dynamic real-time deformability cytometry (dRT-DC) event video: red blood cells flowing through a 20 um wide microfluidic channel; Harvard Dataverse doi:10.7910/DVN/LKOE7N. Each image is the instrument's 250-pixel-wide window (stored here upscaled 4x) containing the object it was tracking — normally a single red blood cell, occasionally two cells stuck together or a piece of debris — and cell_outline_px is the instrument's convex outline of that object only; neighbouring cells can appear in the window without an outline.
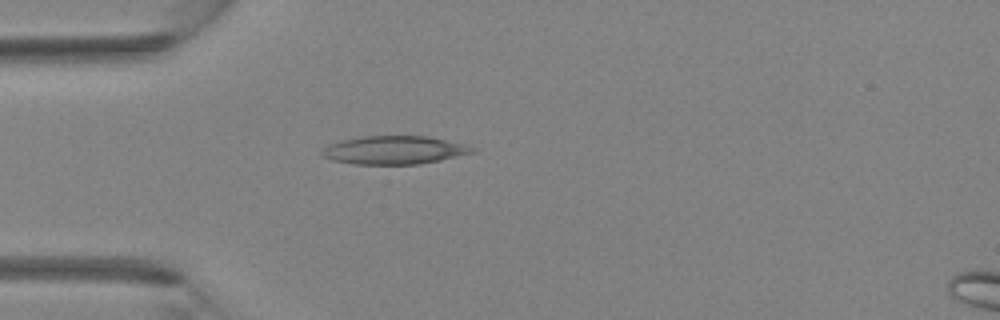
{"species": "Egyptian fruit bat (a non-hibernating species)", "species_latin": "Rousettus aegyptiacus", "temperature_condition": "room temperature", "stored_images_in_passage": 4, "camera_frame_rate_fps": 3000, "um_per_image_px": 0.085, "animal": {"sex": "female"}, "frame": {"image": 1, "passage_image": 3, "time_ms": 2.333, "image_size_px": [1000, 320], "cell_outline_px": [[476, 152], [440, 160], [420, 164], [352, 164], [332, 160], [320, 156], [320, 152], [328, 144], [360, 136], [428, 136], [464, 144], [476, 148]], "centroid_in_image_um": [33.49, 12.76], "position_along_channel_um": 51.5, "area_um2": 24.85}}